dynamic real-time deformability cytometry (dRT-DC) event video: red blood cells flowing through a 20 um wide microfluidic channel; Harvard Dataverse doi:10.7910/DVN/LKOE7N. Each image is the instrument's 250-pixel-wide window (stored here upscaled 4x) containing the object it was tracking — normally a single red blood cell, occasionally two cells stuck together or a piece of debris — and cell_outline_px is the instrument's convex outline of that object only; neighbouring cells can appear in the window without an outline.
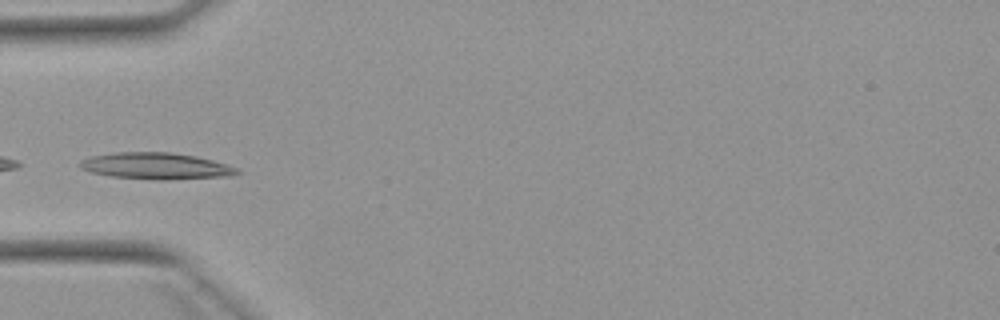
{"species": "Egyptian fruit bat (a non-hibernating species)", "species_latin": "Rousettus aegyptiacus", "temperature_condition": "warm", "stored_images_in_passage": 4, "camera_frame_rate_fps": 3000, "um_per_image_px": 0.085, "animal": {"sex": "female"}, "frame": {"image": 1, "passage_image": 4, "time_ms": 3.667, "image_size_px": [1000, 320], "cell_outline_px": [[240, 172], [232, 176], [164, 180], [156, 180], [112, 176], [92, 172], [80, 168], [76, 164], [80, 160], [92, 156], [116, 152], [168, 152], [196, 156], [228, 164], [236, 168]], "centroid_in_image_um": [13.26, 14.11], "position_along_channel_um": 71.7, "area_um2": 24.33}}